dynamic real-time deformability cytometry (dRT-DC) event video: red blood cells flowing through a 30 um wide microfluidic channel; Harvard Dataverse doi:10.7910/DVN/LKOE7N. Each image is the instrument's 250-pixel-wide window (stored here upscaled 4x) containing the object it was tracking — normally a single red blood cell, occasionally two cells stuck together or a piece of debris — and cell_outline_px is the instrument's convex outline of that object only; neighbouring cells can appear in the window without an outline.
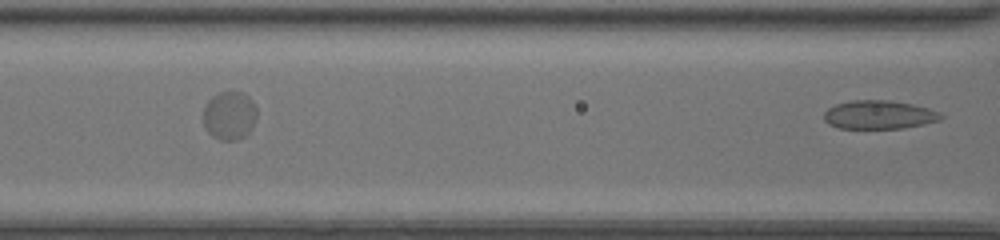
{"species": "common noctule bat (a hibernating species)", "species_latin": "Nyctalus noctula", "temperature_condition": "room temperature", "stored_images_in_passage": 15, "segment_of_instrument_passage": [2, 2], "camera_frame_rate_fps": 3000, "um_per_image_px": 0.085, "animal": {"sex": "female", "body_mass_g": 20.0, "forearm_length_mm": 54.0}, "frame": {"image": 1, "passage_image": 15, "time_ms": 4.667, "image_size_px": [1000, 240], "cell_outline_px": [[944, 116], [940, 120], [924, 124], [904, 128], [840, 128], [828, 124], [824, 120], [824, 112], [828, 108], [836, 104], [852, 100], [888, 100], [912, 104], [928, 108], [940, 112]], "centroid_in_image_um": [74.72, 9.75], "position_along_channel_um": 91.9, "area_um2": 19.48}}